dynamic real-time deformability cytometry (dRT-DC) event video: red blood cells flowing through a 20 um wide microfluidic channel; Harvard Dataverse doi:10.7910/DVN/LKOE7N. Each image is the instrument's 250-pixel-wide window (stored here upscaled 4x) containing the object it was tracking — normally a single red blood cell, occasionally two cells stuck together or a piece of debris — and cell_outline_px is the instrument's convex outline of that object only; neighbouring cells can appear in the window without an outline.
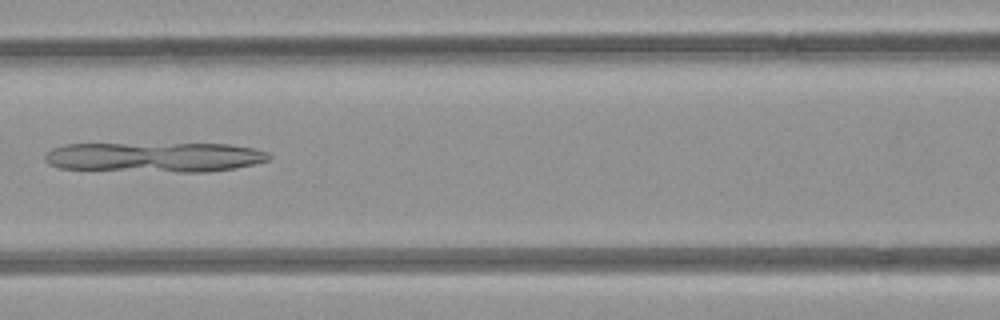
{"species": "common noctule bat (a hibernating species)", "species_latin": "Nyctalus noctula", "temperature_condition": "room temperature", "stored_images_in_passage": 5, "camera_frame_rate_fps": 3000, "um_per_image_px": 0.085, "animal": {"sex": "female", "body_mass_g": 21.9}, "frame": {"image": 1, "passage_image": 5, "time_ms": 4.667, "image_size_px": [1000, 320], "cell_outline_px": [[272, 156], [268, 160], [252, 164], [232, 168], [204, 172], [180, 172], [60, 168], [48, 164], [44, 160], [44, 156], [52, 148], [64, 144], [232, 144], [252, 148], [268, 152]], "centroid_in_image_um": [13.13, 13.35], "position_along_channel_um": 153.5, "area_um2": 38.84}}